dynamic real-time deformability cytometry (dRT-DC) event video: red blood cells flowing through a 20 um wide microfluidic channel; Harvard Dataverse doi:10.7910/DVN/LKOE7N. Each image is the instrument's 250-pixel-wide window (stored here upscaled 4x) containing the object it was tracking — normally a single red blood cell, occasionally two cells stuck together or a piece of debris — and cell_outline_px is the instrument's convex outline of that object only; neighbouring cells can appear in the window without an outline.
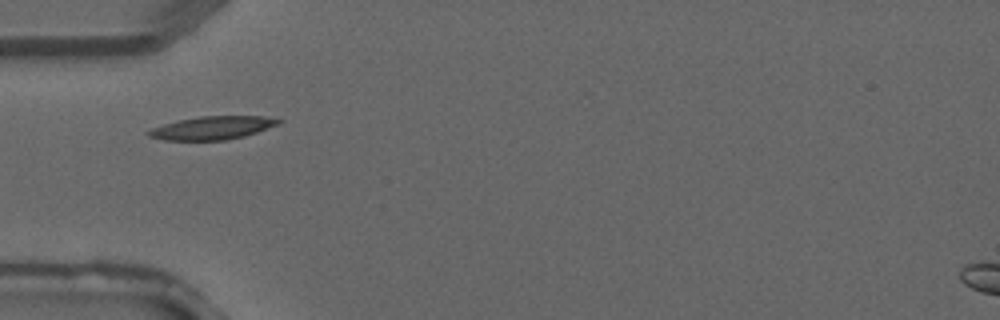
{"species": "common noctule bat (a hibernating species)", "species_latin": "Nyctalus noctula", "temperature_condition": "warm", "stored_images_in_passage": 3, "camera_frame_rate_fps": 3000, "um_per_image_px": 0.085, "animal": {"sex": "male", "forearm_length_mm": 52.5}, "frame": {"image": 1, "passage_image": 3, "time_ms": 0.667, "image_size_px": [1000, 320], "cell_outline_px": [[284, 120], [280, 124], [244, 136], [228, 140], [164, 140], [148, 136], [148, 132], [152, 128], [164, 124], [180, 120], [200, 116], [264, 116]], "centroid_in_image_um": [18.09, 10.87], "position_along_channel_um": 66.9, "area_um2": 17.46}}